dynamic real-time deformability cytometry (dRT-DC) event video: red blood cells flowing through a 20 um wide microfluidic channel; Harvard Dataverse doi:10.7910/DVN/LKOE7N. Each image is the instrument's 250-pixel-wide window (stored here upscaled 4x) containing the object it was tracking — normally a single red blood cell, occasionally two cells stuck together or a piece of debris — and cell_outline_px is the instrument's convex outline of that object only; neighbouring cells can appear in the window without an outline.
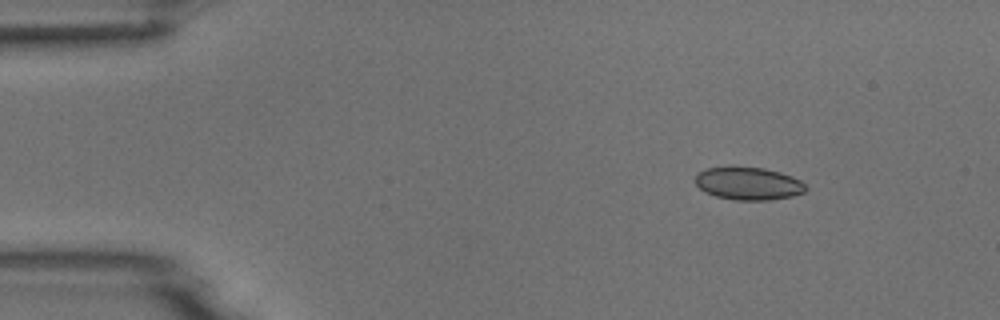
{"species": "common noctule bat (a hibernating species)", "species_latin": "Nyctalus noctula", "temperature_condition": "room temperature", "stored_images_in_passage": 4, "camera_frame_rate_fps": 3000, "um_per_image_px": 0.085, "animal": {"sex": "male", "body_mass_g": 18.8}, "frame": {"image": 1, "passage_image": 2, "time_ms": 1.0, "image_size_px": [1000, 320], "cell_outline_px": [[808, 188], [804, 192], [792, 196], [768, 200], [736, 200], [716, 196], [704, 192], [696, 184], [696, 176], [700, 172], [708, 168], [732, 164], [764, 168], [780, 172], [792, 176], [800, 180]], "centroid_in_image_um": [63.6, 15.56], "position_along_channel_um": 21.4, "area_um2": 21.5}}